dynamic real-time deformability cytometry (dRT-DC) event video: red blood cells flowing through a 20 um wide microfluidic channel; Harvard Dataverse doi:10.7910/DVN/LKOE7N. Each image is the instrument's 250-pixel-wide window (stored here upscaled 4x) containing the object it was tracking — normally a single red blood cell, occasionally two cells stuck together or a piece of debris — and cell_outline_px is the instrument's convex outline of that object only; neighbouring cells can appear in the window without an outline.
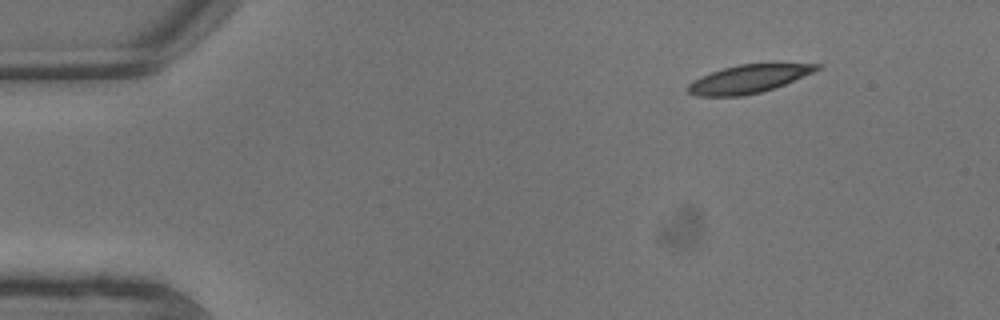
{"species": "common noctule bat (a hibernating species)", "species_latin": "Nyctalus noctula", "temperature_condition": "warm", "stored_images_in_passage": 8, "camera_frame_rate_fps": 3000, "um_per_image_px": 0.085, "animal": {"sex": "male", "body_mass_g": 13.3}, "frame": {"image": 1, "passage_image": 1, "time_ms": 0.0, "image_size_px": [1000, 320], "cell_outline_px": [[820, 68], [804, 76], [784, 84], [760, 92], [744, 96], [696, 96], [688, 92], [688, 84], [692, 80], [712, 72], [724, 68], [740, 64], [820, 64]], "centroid_in_image_um": [63.57, 6.72], "position_along_channel_um": 21.4, "area_um2": 20.69}}
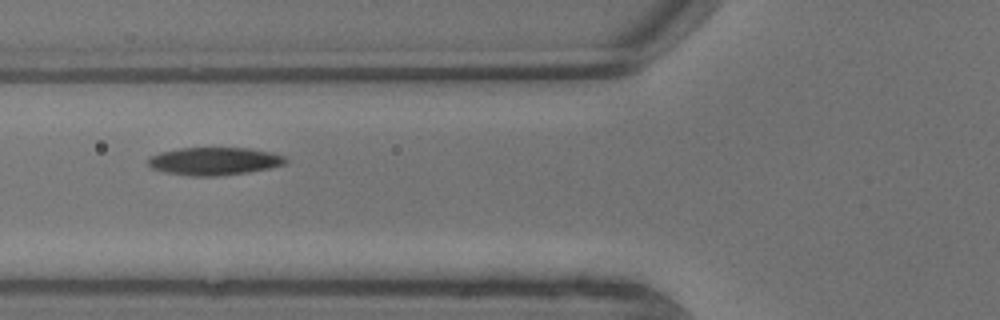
{"frame": {"image": 2, "passage_image": 6, "time_ms": 1.667, "image_size_px": [1000, 320], "cell_outline_px": [[288, 164], [248, 172], [216, 176], [192, 176], [164, 172], [152, 168], [148, 164], [148, 156], [160, 152], [180, 148], [248, 148], [272, 152], [284, 156], [288, 160]], "centroid_in_image_um": [18.22, 13.7], "position_along_channel_um": 107.6, "area_um2": 22.37}}
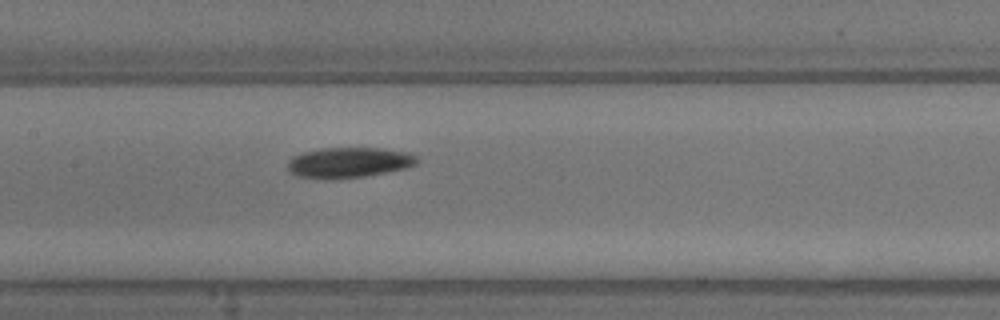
{"frame": {"image": 3, "passage_image": 8, "time_ms": 2.333, "image_size_px": [1000, 320], "cell_outline_px": [[420, 160], [416, 164], [408, 168], [364, 176], [336, 180], [324, 180], [296, 176], [288, 172], [288, 160], [292, 156], [304, 152], [320, 148], [384, 148], [408, 152], [416, 156]], "centroid_in_image_um": [29.63, 13.83], "position_along_channel_um": 177.8, "area_um2": 23.47}}